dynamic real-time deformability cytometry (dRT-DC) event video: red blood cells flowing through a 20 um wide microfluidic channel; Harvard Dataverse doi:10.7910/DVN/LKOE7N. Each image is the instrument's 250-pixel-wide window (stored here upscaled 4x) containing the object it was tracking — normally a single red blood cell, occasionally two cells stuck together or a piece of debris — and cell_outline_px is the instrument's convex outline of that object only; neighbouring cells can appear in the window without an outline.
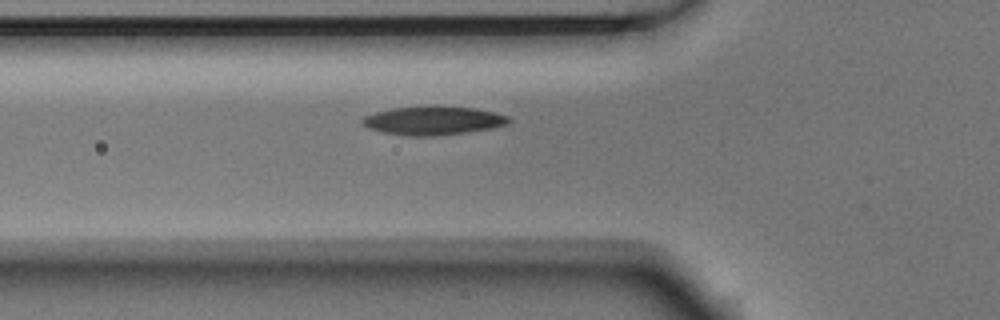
{"species": "Egyptian fruit bat (a non-hibernating species)", "species_latin": "Rousettus aegyptiacus", "temperature_condition": "room temperature", "stored_images_in_passage": 5, "camera_frame_rate_fps": 3000, "um_per_image_px": 0.085, "animal": {"sex": "male"}, "frame": {"image": 1, "passage_image": 5, "time_ms": 1.333, "image_size_px": [1000, 320], "cell_outline_px": [[512, 120], [508, 124], [492, 128], [468, 132], [432, 136], [404, 136], [384, 132], [368, 128], [360, 120], [364, 116], [376, 112], [392, 108], [432, 104], [436, 104], [472, 108], [492, 112], [508, 116]], "centroid_in_image_um": [36.81, 10.23], "position_along_channel_um": 89.0, "area_um2": 24.85}}